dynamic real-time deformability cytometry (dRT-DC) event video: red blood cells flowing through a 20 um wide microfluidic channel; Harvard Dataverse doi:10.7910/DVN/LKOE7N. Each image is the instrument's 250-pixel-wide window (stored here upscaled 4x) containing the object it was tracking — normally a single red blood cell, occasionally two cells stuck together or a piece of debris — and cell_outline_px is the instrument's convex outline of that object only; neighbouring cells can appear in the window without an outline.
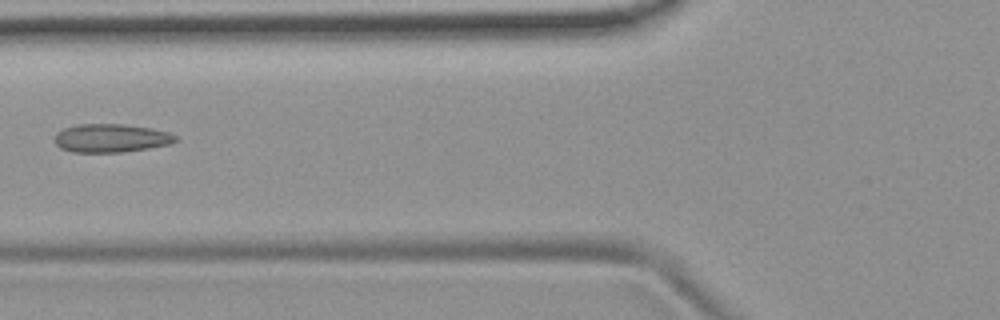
{"species": "common noctule bat (a hibernating species)", "species_latin": "Nyctalus noctula", "temperature_condition": "room temperature", "stored_images_in_passage": 7, "camera_frame_rate_fps": 3000, "um_per_image_px": 0.085, "animal": {"sex": "female", "body_mass_g": 19.9}, "frame": {"image": 1, "passage_image": 6, "time_ms": 6.0, "image_size_px": [1000, 320], "cell_outline_px": [[176, 140], [168, 144], [148, 148], [120, 152], [72, 152], [60, 148], [56, 144], [56, 132], [64, 128], [76, 124], [124, 124], [152, 128], [168, 132], [176, 136]], "centroid_in_image_um": [9.4, 11.73], "position_along_channel_um": 116.4, "area_um2": 19.88}}
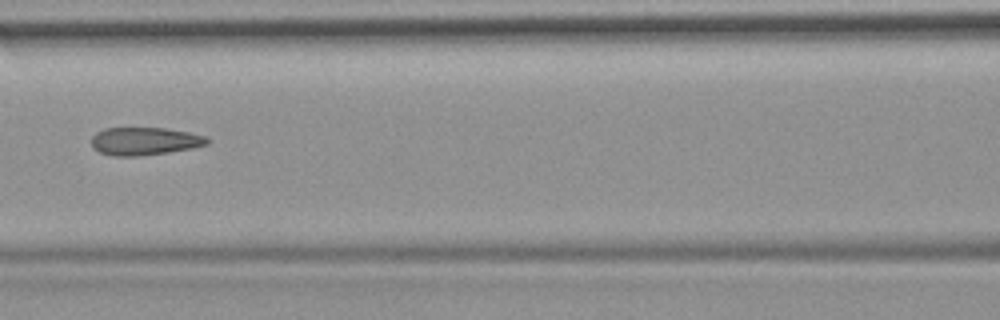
{"frame": {"image": 2, "passage_image": 7, "time_ms": 7.0, "image_size_px": [1000, 320], "cell_outline_px": [[212, 140], [208, 144], [192, 148], [168, 152], [140, 156], [112, 156], [100, 152], [92, 148], [92, 136], [96, 132], [104, 128], [164, 128], [188, 132], [204, 136]], "centroid_in_image_um": [12.28, 12.0], "position_along_channel_um": 154.3, "area_um2": 18.84}}